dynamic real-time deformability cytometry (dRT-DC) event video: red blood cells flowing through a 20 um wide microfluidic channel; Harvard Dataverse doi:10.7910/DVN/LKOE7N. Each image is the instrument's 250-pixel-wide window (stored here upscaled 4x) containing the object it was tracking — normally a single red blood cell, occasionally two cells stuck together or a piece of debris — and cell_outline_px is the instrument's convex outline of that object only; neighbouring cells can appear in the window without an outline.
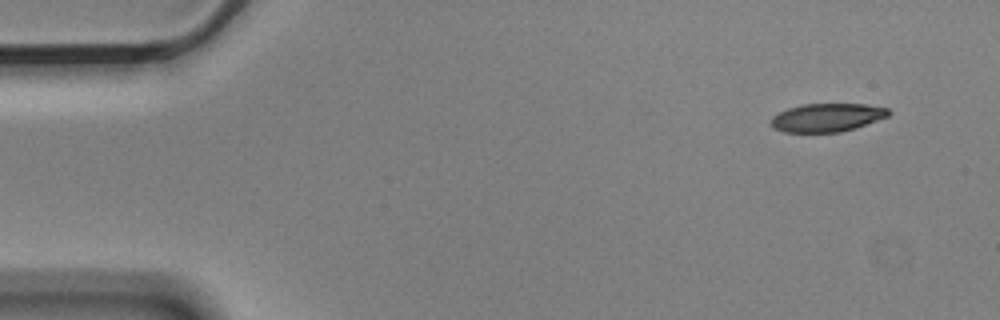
{"species": "Egyptian fruit bat (a non-hibernating species)", "species_latin": "Rousettus aegyptiacus", "temperature_condition": "cold", "stored_images_in_passage": 13, "camera_frame_rate_fps": 3000, "um_per_image_px": 0.085, "animal": {"sex": "male"}, "frame": {"image": 1, "passage_image": 1, "time_ms": 0.0, "image_size_px": [1000, 320], "cell_outline_px": [[892, 112], [888, 116], [840, 132], [784, 132], [772, 128], [772, 116], [788, 108], [804, 104], [864, 104], [888, 108]], "centroid_in_image_um": [70.28, 9.98], "position_along_channel_um": 14.7, "area_um2": 19.13}}
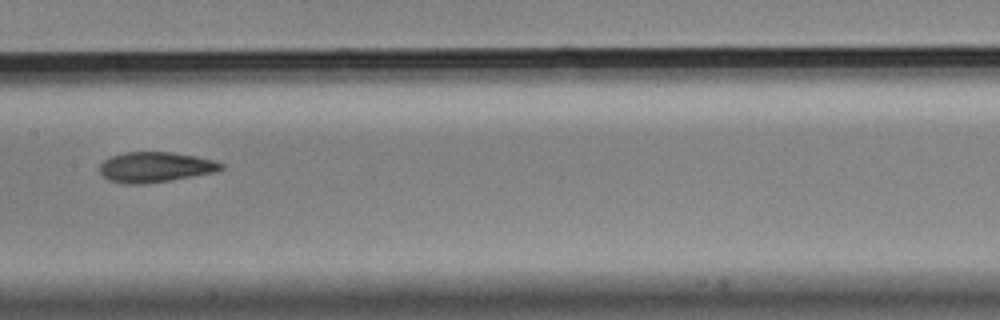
{"frame": {"image": 2, "passage_image": 7, "time_ms": 2.0, "image_size_px": [1000, 320], "cell_outline_px": [[224, 168], [216, 172], [144, 184], [124, 184], [108, 180], [100, 172], [100, 164], [104, 160], [112, 156], [124, 152], [172, 152], [196, 156], [216, 160], [224, 164]], "centroid_in_image_um": [13.22, 14.2], "position_along_channel_um": 194.2, "area_um2": 21.44}}
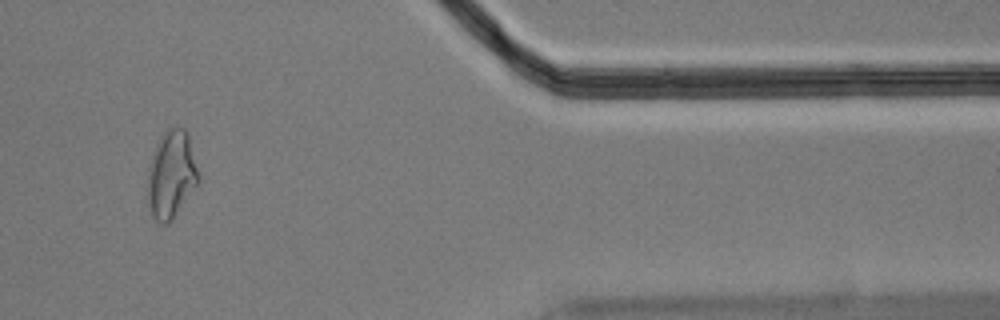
{"frame": {"image": 3, "passage_image": 12, "time_ms": 3.667, "image_size_px": [1000, 320], "cell_outline_px": [[200, 184], [172, 220], [168, 224], [160, 224], [152, 216], [148, 208], [148, 168], [156, 144], [160, 136], [168, 128], [184, 128], [188, 132], [200, 176]], "centroid_in_image_um": [14.59, 14.87], "position_along_channel_um": 396.8, "area_um2": 26.47}}